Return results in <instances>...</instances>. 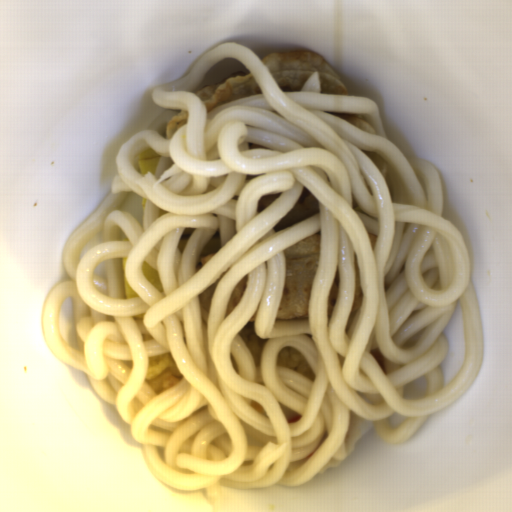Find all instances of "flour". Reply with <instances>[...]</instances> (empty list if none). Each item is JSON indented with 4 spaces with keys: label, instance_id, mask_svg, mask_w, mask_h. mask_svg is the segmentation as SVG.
I'll return each mask as SVG.
<instances>
[{
    "label": "flour",
    "instance_id": "obj_1",
    "mask_svg": "<svg viewBox=\"0 0 512 512\" xmlns=\"http://www.w3.org/2000/svg\"><path fill=\"white\" fill-rule=\"evenodd\" d=\"M285 286L275 320L308 318L320 262V236L314 233L283 249Z\"/></svg>",
    "mask_w": 512,
    "mask_h": 512
},
{
    "label": "flour",
    "instance_id": "obj_2",
    "mask_svg": "<svg viewBox=\"0 0 512 512\" xmlns=\"http://www.w3.org/2000/svg\"><path fill=\"white\" fill-rule=\"evenodd\" d=\"M261 61L282 91H301L309 76L317 72L321 93L350 97L343 78L317 52L293 50L273 53Z\"/></svg>",
    "mask_w": 512,
    "mask_h": 512
},
{
    "label": "flour",
    "instance_id": "obj_3",
    "mask_svg": "<svg viewBox=\"0 0 512 512\" xmlns=\"http://www.w3.org/2000/svg\"><path fill=\"white\" fill-rule=\"evenodd\" d=\"M263 93L249 68H242L220 81L204 86L194 95L205 105L207 113L215 107Z\"/></svg>",
    "mask_w": 512,
    "mask_h": 512
},
{
    "label": "flour",
    "instance_id": "obj_4",
    "mask_svg": "<svg viewBox=\"0 0 512 512\" xmlns=\"http://www.w3.org/2000/svg\"><path fill=\"white\" fill-rule=\"evenodd\" d=\"M318 209L319 205L317 199L304 187L294 207L278 221L274 228L278 232L284 230L310 218L318 212Z\"/></svg>",
    "mask_w": 512,
    "mask_h": 512
},
{
    "label": "flour",
    "instance_id": "obj_5",
    "mask_svg": "<svg viewBox=\"0 0 512 512\" xmlns=\"http://www.w3.org/2000/svg\"><path fill=\"white\" fill-rule=\"evenodd\" d=\"M335 116L337 118L347 121L354 127L361 129L365 132H368L373 135L377 134L376 129L372 124L371 120L362 115H356L351 113H336Z\"/></svg>",
    "mask_w": 512,
    "mask_h": 512
},
{
    "label": "flour",
    "instance_id": "obj_6",
    "mask_svg": "<svg viewBox=\"0 0 512 512\" xmlns=\"http://www.w3.org/2000/svg\"><path fill=\"white\" fill-rule=\"evenodd\" d=\"M189 119V111L182 110L177 113L167 124L165 130L166 138H172L177 130L186 124Z\"/></svg>",
    "mask_w": 512,
    "mask_h": 512
}]
</instances>
